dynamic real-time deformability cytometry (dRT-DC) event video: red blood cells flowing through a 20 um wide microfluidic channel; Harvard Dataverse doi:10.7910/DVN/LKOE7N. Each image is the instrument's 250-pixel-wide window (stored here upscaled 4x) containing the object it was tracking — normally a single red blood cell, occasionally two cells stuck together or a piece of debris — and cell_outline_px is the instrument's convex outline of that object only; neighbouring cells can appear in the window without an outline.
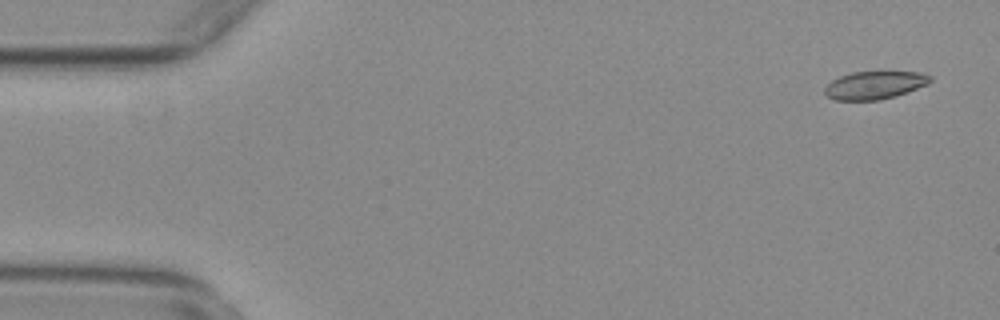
{"species": "common noctule bat (a hibernating species)", "species_latin": "Nyctalus noctula", "temperature_condition": "warm", "stored_images_in_passage": 56, "camera_frame_rate_fps": 3000, "um_per_image_px": 0.085, "animal": {"sex": "female", "body_mass_g": 29.2, "forearm_length_mm": 56.3}, "frame": {"image": 1, "passage_image": 3, "time_ms": 0.667, "image_size_px": [1000, 320], "cell_outline_px": [[932, 80], [928, 84], [908, 92], [896, 96], [880, 100], [836, 100], [828, 96], [824, 92], [824, 88], [832, 80], [840, 76], [852, 72], [920, 72], [932, 76]], "centroid_in_image_um": [74.37, 7.24], "position_along_channel_um": 10.6, "area_um2": 17.17}}
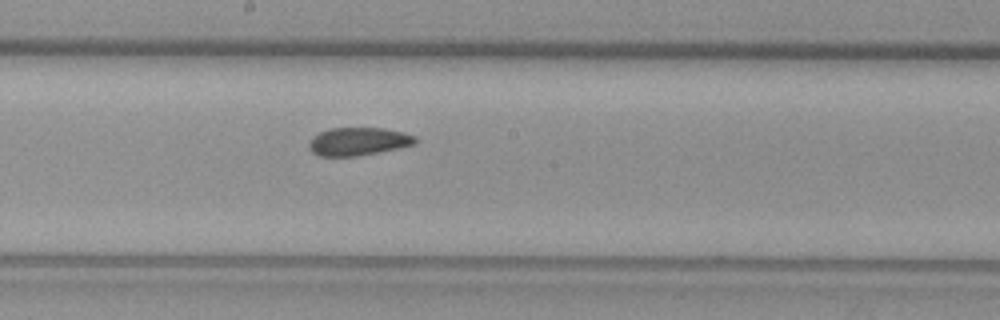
{"frame": {"image": 2, "passage_image": 30, "time_ms": 9.667, "image_size_px": [1000, 320], "cell_outline_px": [[416, 144], [400, 148], [380, 152], [356, 156], [316, 156], [308, 148], [308, 144], [312, 136], [328, 128], [384, 128], [404, 132], [416, 136]], "centroid_in_image_um": [30.45, 12.02], "position_along_channel_um": 217.8, "area_um2": 17.63}}
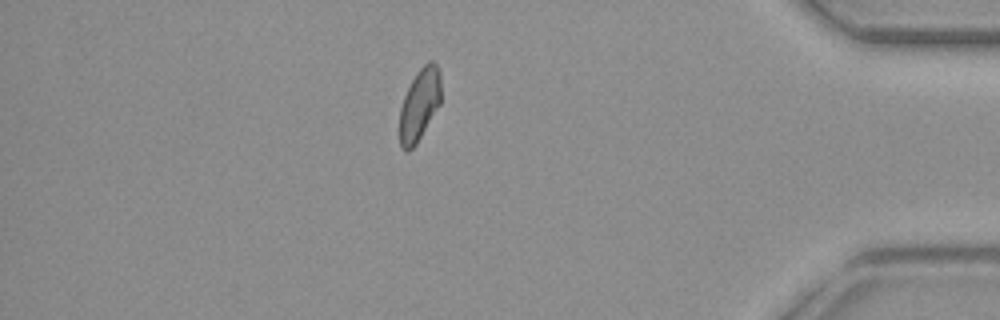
{"frame": {"image": 3, "passage_image": 48, "time_ms": 15.667, "image_size_px": [1000, 320], "cell_outline_px": [[440, 104], [416, 144], [408, 152], [404, 152], [400, 148], [400, 108], [404, 96], [416, 72], [428, 60], [432, 60], [436, 64], [440, 72]], "centroid_in_image_um": [35.65, 8.89], "position_along_channel_um": 399.6, "area_um2": 17.34}, "authors_computed_cell_mechanics": {"area_um2": 18.0914, "velocity_mm_per_s": 3.7452, "shape_relaxation_time_tau1_ms": null, "shape_relaxation_time_tau2_ms": 3.2752, "deformation_change_tau1": null, "deformation_change_tau2": 0.0707}}